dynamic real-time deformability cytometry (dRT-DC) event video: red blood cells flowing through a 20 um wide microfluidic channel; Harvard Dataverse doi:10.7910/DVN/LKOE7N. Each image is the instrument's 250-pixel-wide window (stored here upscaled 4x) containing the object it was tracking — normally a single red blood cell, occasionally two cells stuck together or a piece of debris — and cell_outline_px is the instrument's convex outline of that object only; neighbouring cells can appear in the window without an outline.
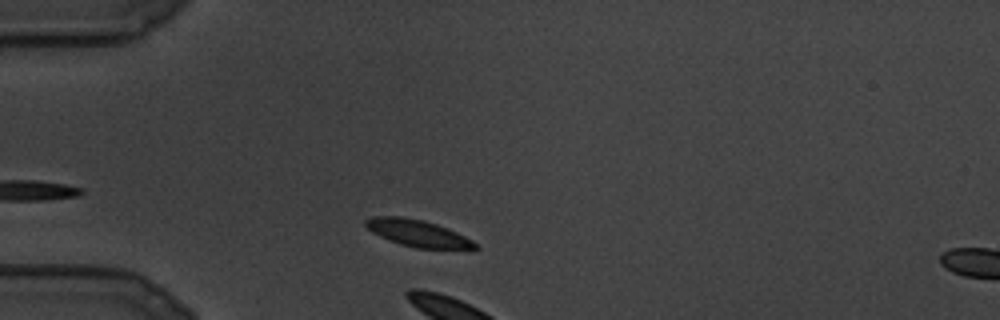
{"species": "common noctule bat (a hibernating species)", "species_latin": "Nyctalus noctula", "temperature_condition": "cold", "stored_images_in_passage": 14, "camera_frame_rate_fps": 3000, "um_per_image_px": 0.085, "animal": {"sex": "male", "body_mass_g": 19.5, "forearm_length_mm": 54.6}, "frame": {"image": 1, "passage_image": 10, "time_ms": 3.0, "image_size_px": [1000, 320], "cell_outline_px": [[480, 248], [416, 248], [400, 244], [388, 240], [372, 232], [364, 224], [364, 220], [372, 216], [400, 216], [424, 220], [448, 228], [472, 240]], "centroid_in_image_um": [35.45, 19.8], "position_along_channel_um": 49.5, "area_um2": 16.94}}